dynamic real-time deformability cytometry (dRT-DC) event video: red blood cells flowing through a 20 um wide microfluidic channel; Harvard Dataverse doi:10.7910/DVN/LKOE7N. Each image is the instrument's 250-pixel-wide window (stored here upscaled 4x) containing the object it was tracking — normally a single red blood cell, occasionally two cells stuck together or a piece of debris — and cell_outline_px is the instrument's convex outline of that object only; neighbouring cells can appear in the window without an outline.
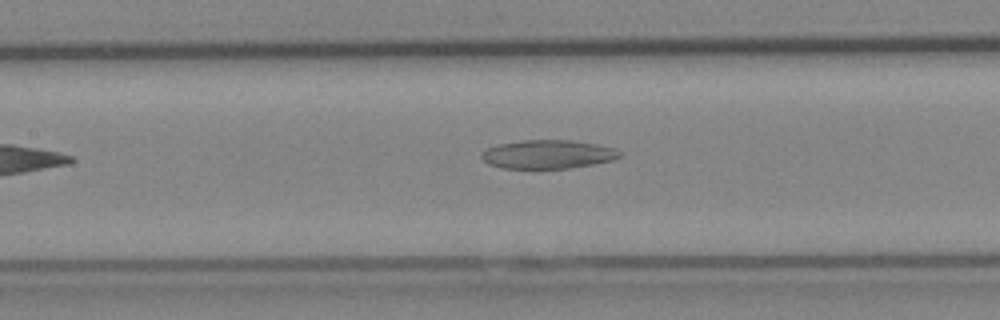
{"species": "Egyptian fruit bat (a non-hibernating species)", "species_latin": "Rousettus aegyptiacus", "temperature_condition": "cold", "stored_images_in_passage": 7, "camera_frame_rate_fps": 3000, "um_per_image_px": 0.085, "animal": {"sex": "female"}, "frame": {"image": 1, "passage_image": 6, "time_ms": 6.0, "image_size_px": [1000, 320], "cell_outline_px": [[620, 156], [612, 160], [592, 164], [568, 168], [504, 168], [488, 164], [480, 156], [480, 152], [488, 148], [500, 144], [524, 140], [572, 140], [596, 144], [612, 148], [620, 152]], "centroid_in_image_um": [46.53, 13.11], "position_along_channel_um": 160.9, "area_um2": 22.77}}
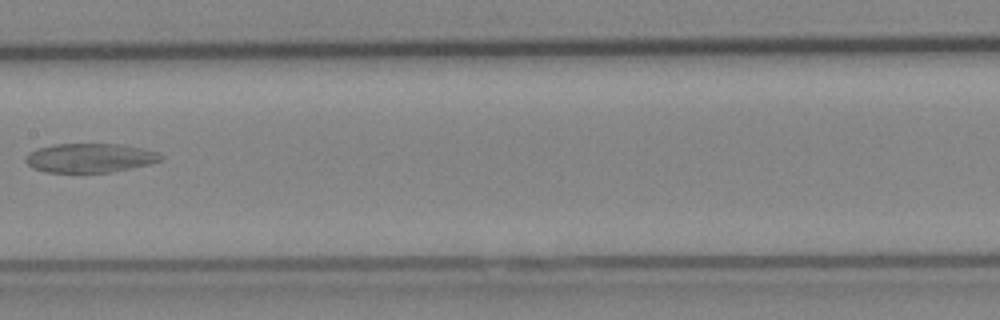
{"frame": {"image": 2, "passage_image": 7, "time_ms": 7.0, "image_size_px": [1000, 320], "cell_outline_px": [[164, 156], [160, 160], [148, 164], [132, 168], [112, 172], [44, 172], [32, 168], [24, 160], [24, 156], [40, 148], [56, 144], [116, 144], [140, 148], [156, 152]], "centroid_in_image_um": [7.61, 13.43], "position_along_channel_um": 199.8, "area_um2": 22.66}}